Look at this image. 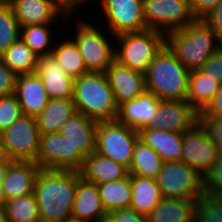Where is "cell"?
Segmentation results:
<instances>
[{
  "label": "cell",
  "mask_w": 222,
  "mask_h": 222,
  "mask_svg": "<svg viewBox=\"0 0 222 222\" xmlns=\"http://www.w3.org/2000/svg\"><path fill=\"white\" fill-rule=\"evenodd\" d=\"M78 171L40 169L33 193L39 207L40 218L65 222L72 218L73 202L77 190Z\"/></svg>",
  "instance_id": "cell-1"
},
{
  "label": "cell",
  "mask_w": 222,
  "mask_h": 222,
  "mask_svg": "<svg viewBox=\"0 0 222 222\" xmlns=\"http://www.w3.org/2000/svg\"><path fill=\"white\" fill-rule=\"evenodd\" d=\"M165 45L189 71L200 69L222 46L202 19H196L185 28L167 33Z\"/></svg>",
  "instance_id": "cell-2"
},
{
  "label": "cell",
  "mask_w": 222,
  "mask_h": 222,
  "mask_svg": "<svg viewBox=\"0 0 222 222\" xmlns=\"http://www.w3.org/2000/svg\"><path fill=\"white\" fill-rule=\"evenodd\" d=\"M189 73L165 45L144 73L146 90L160 100L186 101Z\"/></svg>",
  "instance_id": "cell-3"
},
{
  "label": "cell",
  "mask_w": 222,
  "mask_h": 222,
  "mask_svg": "<svg viewBox=\"0 0 222 222\" xmlns=\"http://www.w3.org/2000/svg\"><path fill=\"white\" fill-rule=\"evenodd\" d=\"M76 110L96 121H114L118 106L105 73L88 72L74 81Z\"/></svg>",
  "instance_id": "cell-4"
},
{
  "label": "cell",
  "mask_w": 222,
  "mask_h": 222,
  "mask_svg": "<svg viewBox=\"0 0 222 222\" xmlns=\"http://www.w3.org/2000/svg\"><path fill=\"white\" fill-rule=\"evenodd\" d=\"M114 40L115 60L143 74L165 46V34L152 29L123 33L115 36Z\"/></svg>",
  "instance_id": "cell-5"
},
{
  "label": "cell",
  "mask_w": 222,
  "mask_h": 222,
  "mask_svg": "<svg viewBox=\"0 0 222 222\" xmlns=\"http://www.w3.org/2000/svg\"><path fill=\"white\" fill-rule=\"evenodd\" d=\"M75 23L76 27H73L75 34L73 32L69 36H72L71 39L78 46L88 72L105 73L115 60V42L112 40L115 36L108 29H101V27L99 29L93 23L83 19H76ZM101 30L106 32L103 33ZM109 35L112 37H108Z\"/></svg>",
  "instance_id": "cell-6"
},
{
  "label": "cell",
  "mask_w": 222,
  "mask_h": 222,
  "mask_svg": "<svg viewBox=\"0 0 222 222\" xmlns=\"http://www.w3.org/2000/svg\"><path fill=\"white\" fill-rule=\"evenodd\" d=\"M138 139V131L117 120L98 121L95 152L129 169Z\"/></svg>",
  "instance_id": "cell-7"
},
{
  "label": "cell",
  "mask_w": 222,
  "mask_h": 222,
  "mask_svg": "<svg viewBox=\"0 0 222 222\" xmlns=\"http://www.w3.org/2000/svg\"><path fill=\"white\" fill-rule=\"evenodd\" d=\"M156 182L164 198L199 200L203 196V178L182 161L164 162Z\"/></svg>",
  "instance_id": "cell-8"
},
{
  "label": "cell",
  "mask_w": 222,
  "mask_h": 222,
  "mask_svg": "<svg viewBox=\"0 0 222 222\" xmlns=\"http://www.w3.org/2000/svg\"><path fill=\"white\" fill-rule=\"evenodd\" d=\"M143 14L147 29L165 35L196 20L188 0H143Z\"/></svg>",
  "instance_id": "cell-9"
},
{
  "label": "cell",
  "mask_w": 222,
  "mask_h": 222,
  "mask_svg": "<svg viewBox=\"0 0 222 222\" xmlns=\"http://www.w3.org/2000/svg\"><path fill=\"white\" fill-rule=\"evenodd\" d=\"M0 141L9 160L35 162L40 143L36 118L22 115L0 133Z\"/></svg>",
  "instance_id": "cell-10"
},
{
  "label": "cell",
  "mask_w": 222,
  "mask_h": 222,
  "mask_svg": "<svg viewBox=\"0 0 222 222\" xmlns=\"http://www.w3.org/2000/svg\"><path fill=\"white\" fill-rule=\"evenodd\" d=\"M85 156L59 132L40 134L35 163L40 169L80 171Z\"/></svg>",
  "instance_id": "cell-11"
},
{
  "label": "cell",
  "mask_w": 222,
  "mask_h": 222,
  "mask_svg": "<svg viewBox=\"0 0 222 222\" xmlns=\"http://www.w3.org/2000/svg\"><path fill=\"white\" fill-rule=\"evenodd\" d=\"M105 18V29L113 36L140 32L146 28L143 0H96ZM107 27V28H106Z\"/></svg>",
  "instance_id": "cell-12"
},
{
  "label": "cell",
  "mask_w": 222,
  "mask_h": 222,
  "mask_svg": "<svg viewBox=\"0 0 222 222\" xmlns=\"http://www.w3.org/2000/svg\"><path fill=\"white\" fill-rule=\"evenodd\" d=\"M219 158L218 147L199 123L184 133L181 161L190 168L203 176Z\"/></svg>",
  "instance_id": "cell-13"
},
{
  "label": "cell",
  "mask_w": 222,
  "mask_h": 222,
  "mask_svg": "<svg viewBox=\"0 0 222 222\" xmlns=\"http://www.w3.org/2000/svg\"><path fill=\"white\" fill-rule=\"evenodd\" d=\"M199 123V113L186 101L161 100L145 128L185 133Z\"/></svg>",
  "instance_id": "cell-14"
},
{
  "label": "cell",
  "mask_w": 222,
  "mask_h": 222,
  "mask_svg": "<svg viewBox=\"0 0 222 222\" xmlns=\"http://www.w3.org/2000/svg\"><path fill=\"white\" fill-rule=\"evenodd\" d=\"M20 27L35 24H56L59 18L65 24L74 16H68L52 0H7ZM58 19V20H57ZM65 19V20H64Z\"/></svg>",
  "instance_id": "cell-15"
},
{
  "label": "cell",
  "mask_w": 222,
  "mask_h": 222,
  "mask_svg": "<svg viewBox=\"0 0 222 222\" xmlns=\"http://www.w3.org/2000/svg\"><path fill=\"white\" fill-rule=\"evenodd\" d=\"M105 74L118 107L146 91L144 74L121 65L116 60L110 64Z\"/></svg>",
  "instance_id": "cell-16"
},
{
  "label": "cell",
  "mask_w": 222,
  "mask_h": 222,
  "mask_svg": "<svg viewBox=\"0 0 222 222\" xmlns=\"http://www.w3.org/2000/svg\"><path fill=\"white\" fill-rule=\"evenodd\" d=\"M35 73L43 81L49 99L73 98L75 79L66 74L52 54L39 57Z\"/></svg>",
  "instance_id": "cell-17"
},
{
  "label": "cell",
  "mask_w": 222,
  "mask_h": 222,
  "mask_svg": "<svg viewBox=\"0 0 222 222\" xmlns=\"http://www.w3.org/2000/svg\"><path fill=\"white\" fill-rule=\"evenodd\" d=\"M14 94L23 115L34 118L42 113L49 101L43 81L35 72L17 76Z\"/></svg>",
  "instance_id": "cell-18"
},
{
  "label": "cell",
  "mask_w": 222,
  "mask_h": 222,
  "mask_svg": "<svg viewBox=\"0 0 222 222\" xmlns=\"http://www.w3.org/2000/svg\"><path fill=\"white\" fill-rule=\"evenodd\" d=\"M160 103L157 96L146 90L137 98L120 105L116 120L139 132L154 117Z\"/></svg>",
  "instance_id": "cell-19"
},
{
  "label": "cell",
  "mask_w": 222,
  "mask_h": 222,
  "mask_svg": "<svg viewBox=\"0 0 222 222\" xmlns=\"http://www.w3.org/2000/svg\"><path fill=\"white\" fill-rule=\"evenodd\" d=\"M98 121L77 112L62 125L59 133L85 156L96 151Z\"/></svg>",
  "instance_id": "cell-20"
},
{
  "label": "cell",
  "mask_w": 222,
  "mask_h": 222,
  "mask_svg": "<svg viewBox=\"0 0 222 222\" xmlns=\"http://www.w3.org/2000/svg\"><path fill=\"white\" fill-rule=\"evenodd\" d=\"M72 218L88 222H99L107 219V213L96 184L80 177L73 202Z\"/></svg>",
  "instance_id": "cell-21"
},
{
  "label": "cell",
  "mask_w": 222,
  "mask_h": 222,
  "mask_svg": "<svg viewBox=\"0 0 222 222\" xmlns=\"http://www.w3.org/2000/svg\"><path fill=\"white\" fill-rule=\"evenodd\" d=\"M40 167L33 161L12 160L3 180L6 200L33 193Z\"/></svg>",
  "instance_id": "cell-22"
},
{
  "label": "cell",
  "mask_w": 222,
  "mask_h": 222,
  "mask_svg": "<svg viewBox=\"0 0 222 222\" xmlns=\"http://www.w3.org/2000/svg\"><path fill=\"white\" fill-rule=\"evenodd\" d=\"M81 177L96 185L126 178L128 168L96 152L87 156L79 171Z\"/></svg>",
  "instance_id": "cell-23"
},
{
  "label": "cell",
  "mask_w": 222,
  "mask_h": 222,
  "mask_svg": "<svg viewBox=\"0 0 222 222\" xmlns=\"http://www.w3.org/2000/svg\"><path fill=\"white\" fill-rule=\"evenodd\" d=\"M184 133L143 128L139 139L155 150L164 162L181 161Z\"/></svg>",
  "instance_id": "cell-24"
},
{
  "label": "cell",
  "mask_w": 222,
  "mask_h": 222,
  "mask_svg": "<svg viewBox=\"0 0 222 222\" xmlns=\"http://www.w3.org/2000/svg\"><path fill=\"white\" fill-rule=\"evenodd\" d=\"M76 113L73 98L49 99L42 113L36 118L40 134L59 132L65 121Z\"/></svg>",
  "instance_id": "cell-25"
},
{
  "label": "cell",
  "mask_w": 222,
  "mask_h": 222,
  "mask_svg": "<svg viewBox=\"0 0 222 222\" xmlns=\"http://www.w3.org/2000/svg\"><path fill=\"white\" fill-rule=\"evenodd\" d=\"M197 201L164 198L147 215L148 222H194Z\"/></svg>",
  "instance_id": "cell-26"
},
{
  "label": "cell",
  "mask_w": 222,
  "mask_h": 222,
  "mask_svg": "<svg viewBox=\"0 0 222 222\" xmlns=\"http://www.w3.org/2000/svg\"><path fill=\"white\" fill-rule=\"evenodd\" d=\"M132 198L130 208L147 216L164 199L156 180L131 175Z\"/></svg>",
  "instance_id": "cell-27"
},
{
  "label": "cell",
  "mask_w": 222,
  "mask_h": 222,
  "mask_svg": "<svg viewBox=\"0 0 222 222\" xmlns=\"http://www.w3.org/2000/svg\"><path fill=\"white\" fill-rule=\"evenodd\" d=\"M220 85L219 81L203 74L199 69L192 70L188 79L187 101L201 113L217 94Z\"/></svg>",
  "instance_id": "cell-28"
},
{
  "label": "cell",
  "mask_w": 222,
  "mask_h": 222,
  "mask_svg": "<svg viewBox=\"0 0 222 222\" xmlns=\"http://www.w3.org/2000/svg\"><path fill=\"white\" fill-rule=\"evenodd\" d=\"M64 39L53 37L59 39L54 43L52 50V55L59 63V65L65 70L66 74L76 79L84 74L88 73L84 60L79 52L78 46L71 39L70 36L66 35ZM69 37V38H68ZM61 40V41H60Z\"/></svg>",
  "instance_id": "cell-29"
},
{
  "label": "cell",
  "mask_w": 222,
  "mask_h": 222,
  "mask_svg": "<svg viewBox=\"0 0 222 222\" xmlns=\"http://www.w3.org/2000/svg\"><path fill=\"white\" fill-rule=\"evenodd\" d=\"M103 209L111 211L130 208L132 198L131 175L126 178L97 185Z\"/></svg>",
  "instance_id": "cell-30"
},
{
  "label": "cell",
  "mask_w": 222,
  "mask_h": 222,
  "mask_svg": "<svg viewBox=\"0 0 222 222\" xmlns=\"http://www.w3.org/2000/svg\"><path fill=\"white\" fill-rule=\"evenodd\" d=\"M0 58L18 76L34 73L39 56L19 38L0 55Z\"/></svg>",
  "instance_id": "cell-31"
},
{
  "label": "cell",
  "mask_w": 222,
  "mask_h": 222,
  "mask_svg": "<svg viewBox=\"0 0 222 222\" xmlns=\"http://www.w3.org/2000/svg\"><path fill=\"white\" fill-rule=\"evenodd\" d=\"M164 161L159 154L143 141L138 139L135 144L129 175H137L156 180Z\"/></svg>",
  "instance_id": "cell-32"
},
{
  "label": "cell",
  "mask_w": 222,
  "mask_h": 222,
  "mask_svg": "<svg viewBox=\"0 0 222 222\" xmlns=\"http://www.w3.org/2000/svg\"><path fill=\"white\" fill-rule=\"evenodd\" d=\"M52 25L54 24H35L21 27L20 39L39 57L50 55L54 47L52 45L56 42V39H52L56 33H52V30L56 31Z\"/></svg>",
  "instance_id": "cell-33"
},
{
  "label": "cell",
  "mask_w": 222,
  "mask_h": 222,
  "mask_svg": "<svg viewBox=\"0 0 222 222\" xmlns=\"http://www.w3.org/2000/svg\"><path fill=\"white\" fill-rule=\"evenodd\" d=\"M4 208L9 222H37L40 219L39 207L34 193L8 199Z\"/></svg>",
  "instance_id": "cell-34"
},
{
  "label": "cell",
  "mask_w": 222,
  "mask_h": 222,
  "mask_svg": "<svg viewBox=\"0 0 222 222\" xmlns=\"http://www.w3.org/2000/svg\"><path fill=\"white\" fill-rule=\"evenodd\" d=\"M21 27L7 0H0V55L20 38Z\"/></svg>",
  "instance_id": "cell-35"
},
{
  "label": "cell",
  "mask_w": 222,
  "mask_h": 222,
  "mask_svg": "<svg viewBox=\"0 0 222 222\" xmlns=\"http://www.w3.org/2000/svg\"><path fill=\"white\" fill-rule=\"evenodd\" d=\"M194 222H222V198L204 193L197 200Z\"/></svg>",
  "instance_id": "cell-36"
},
{
  "label": "cell",
  "mask_w": 222,
  "mask_h": 222,
  "mask_svg": "<svg viewBox=\"0 0 222 222\" xmlns=\"http://www.w3.org/2000/svg\"><path fill=\"white\" fill-rule=\"evenodd\" d=\"M23 115L21 106L15 96H0V133L9 128Z\"/></svg>",
  "instance_id": "cell-37"
},
{
  "label": "cell",
  "mask_w": 222,
  "mask_h": 222,
  "mask_svg": "<svg viewBox=\"0 0 222 222\" xmlns=\"http://www.w3.org/2000/svg\"><path fill=\"white\" fill-rule=\"evenodd\" d=\"M203 193L222 198V159L219 158L202 176Z\"/></svg>",
  "instance_id": "cell-38"
},
{
  "label": "cell",
  "mask_w": 222,
  "mask_h": 222,
  "mask_svg": "<svg viewBox=\"0 0 222 222\" xmlns=\"http://www.w3.org/2000/svg\"><path fill=\"white\" fill-rule=\"evenodd\" d=\"M199 124L220 150L222 148V116H199Z\"/></svg>",
  "instance_id": "cell-39"
},
{
  "label": "cell",
  "mask_w": 222,
  "mask_h": 222,
  "mask_svg": "<svg viewBox=\"0 0 222 222\" xmlns=\"http://www.w3.org/2000/svg\"><path fill=\"white\" fill-rule=\"evenodd\" d=\"M222 84V46L199 69Z\"/></svg>",
  "instance_id": "cell-40"
},
{
  "label": "cell",
  "mask_w": 222,
  "mask_h": 222,
  "mask_svg": "<svg viewBox=\"0 0 222 222\" xmlns=\"http://www.w3.org/2000/svg\"><path fill=\"white\" fill-rule=\"evenodd\" d=\"M109 222H148L147 216L137 213L132 208H123L107 214Z\"/></svg>",
  "instance_id": "cell-41"
},
{
  "label": "cell",
  "mask_w": 222,
  "mask_h": 222,
  "mask_svg": "<svg viewBox=\"0 0 222 222\" xmlns=\"http://www.w3.org/2000/svg\"><path fill=\"white\" fill-rule=\"evenodd\" d=\"M17 75L12 72L0 58V96L13 94Z\"/></svg>",
  "instance_id": "cell-42"
},
{
  "label": "cell",
  "mask_w": 222,
  "mask_h": 222,
  "mask_svg": "<svg viewBox=\"0 0 222 222\" xmlns=\"http://www.w3.org/2000/svg\"><path fill=\"white\" fill-rule=\"evenodd\" d=\"M202 20L212 29L222 44V3L207 13Z\"/></svg>",
  "instance_id": "cell-43"
},
{
  "label": "cell",
  "mask_w": 222,
  "mask_h": 222,
  "mask_svg": "<svg viewBox=\"0 0 222 222\" xmlns=\"http://www.w3.org/2000/svg\"><path fill=\"white\" fill-rule=\"evenodd\" d=\"M190 9L196 19H202L212 9L222 3V0H188Z\"/></svg>",
  "instance_id": "cell-44"
},
{
  "label": "cell",
  "mask_w": 222,
  "mask_h": 222,
  "mask_svg": "<svg viewBox=\"0 0 222 222\" xmlns=\"http://www.w3.org/2000/svg\"><path fill=\"white\" fill-rule=\"evenodd\" d=\"M199 116H222V84L220 89Z\"/></svg>",
  "instance_id": "cell-45"
},
{
  "label": "cell",
  "mask_w": 222,
  "mask_h": 222,
  "mask_svg": "<svg viewBox=\"0 0 222 222\" xmlns=\"http://www.w3.org/2000/svg\"><path fill=\"white\" fill-rule=\"evenodd\" d=\"M62 11H64L68 16H74L77 13L78 8L81 9L82 5L86 2L93 3L92 0H52Z\"/></svg>",
  "instance_id": "cell-46"
},
{
  "label": "cell",
  "mask_w": 222,
  "mask_h": 222,
  "mask_svg": "<svg viewBox=\"0 0 222 222\" xmlns=\"http://www.w3.org/2000/svg\"><path fill=\"white\" fill-rule=\"evenodd\" d=\"M11 161L12 160H9L7 158L4 162L0 163V204L1 205H4L5 202L7 201L5 192L3 190V183L2 182L5 178V175H6V172H7V169H8V165Z\"/></svg>",
  "instance_id": "cell-47"
},
{
  "label": "cell",
  "mask_w": 222,
  "mask_h": 222,
  "mask_svg": "<svg viewBox=\"0 0 222 222\" xmlns=\"http://www.w3.org/2000/svg\"><path fill=\"white\" fill-rule=\"evenodd\" d=\"M0 222H9L6 216L4 205L1 204H0Z\"/></svg>",
  "instance_id": "cell-48"
},
{
  "label": "cell",
  "mask_w": 222,
  "mask_h": 222,
  "mask_svg": "<svg viewBox=\"0 0 222 222\" xmlns=\"http://www.w3.org/2000/svg\"><path fill=\"white\" fill-rule=\"evenodd\" d=\"M6 159H7V156H6L4 147H3V145L1 144V141H0V163L4 162Z\"/></svg>",
  "instance_id": "cell-49"
},
{
  "label": "cell",
  "mask_w": 222,
  "mask_h": 222,
  "mask_svg": "<svg viewBox=\"0 0 222 222\" xmlns=\"http://www.w3.org/2000/svg\"><path fill=\"white\" fill-rule=\"evenodd\" d=\"M37 222H57V221L46 218H40Z\"/></svg>",
  "instance_id": "cell-50"
},
{
  "label": "cell",
  "mask_w": 222,
  "mask_h": 222,
  "mask_svg": "<svg viewBox=\"0 0 222 222\" xmlns=\"http://www.w3.org/2000/svg\"><path fill=\"white\" fill-rule=\"evenodd\" d=\"M65 222H88V221L70 218L69 220H66Z\"/></svg>",
  "instance_id": "cell-51"
},
{
  "label": "cell",
  "mask_w": 222,
  "mask_h": 222,
  "mask_svg": "<svg viewBox=\"0 0 222 222\" xmlns=\"http://www.w3.org/2000/svg\"><path fill=\"white\" fill-rule=\"evenodd\" d=\"M219 156L222 159V148L219 150Z\"/></svg>",
  "instance_id": "cell-52"
},
{
  "label": "cell",
  "mask_w": 222,
  "mask_h": 222,
  "mask_svg": "<svg viewBox=\"0 0 222 222\" xmlns=\"http://www.w3.org/2000/svg\"><path fill=\"white\" fill-rule=\"evenodd\" d=\"M99 222H109L107 219L106 220H103V221H99Z\"/></svg>",
  "instance_id": "cell-53"
}]
</instances>
